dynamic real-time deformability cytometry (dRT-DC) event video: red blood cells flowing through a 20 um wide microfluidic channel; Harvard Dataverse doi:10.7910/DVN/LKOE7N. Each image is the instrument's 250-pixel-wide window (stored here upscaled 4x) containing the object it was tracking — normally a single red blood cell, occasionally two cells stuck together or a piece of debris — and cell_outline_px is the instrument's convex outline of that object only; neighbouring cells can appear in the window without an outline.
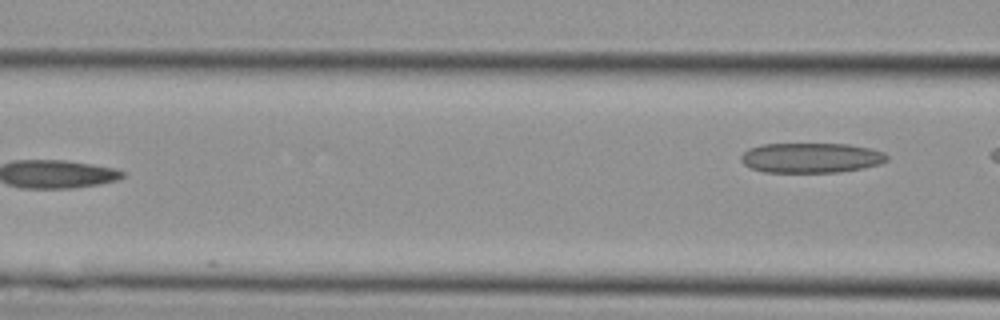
{"species": "Egyptian fruit bat (a non-hibernating species)", "species_latin": "Rousettus aegyptiacus", "temperature_condition": "cold", "stored_images_in_passage": 4, "camera_frame_rate_fps": 3000, "um_per_image_px": 0.085, "animal": {"sex": "female"}, "frame": {"image": 1, "passage_image": 4, "time_ms": 1.0, "image_size_px": [1000, 320], "cell_outline_px": [[888, 160], [880, 164], [864, 168], [840, 172], [764, 172], [752, 168], [744, 164], [740, 160], [740, 156], [748, 148], [764, 144], [848, 144], [868, 148], [884, 152], [888, 156]], "centroid_in_image_um": [68.95, 13.42], "position_along_channel_um": 97.7, "area_um2": 25.55}}